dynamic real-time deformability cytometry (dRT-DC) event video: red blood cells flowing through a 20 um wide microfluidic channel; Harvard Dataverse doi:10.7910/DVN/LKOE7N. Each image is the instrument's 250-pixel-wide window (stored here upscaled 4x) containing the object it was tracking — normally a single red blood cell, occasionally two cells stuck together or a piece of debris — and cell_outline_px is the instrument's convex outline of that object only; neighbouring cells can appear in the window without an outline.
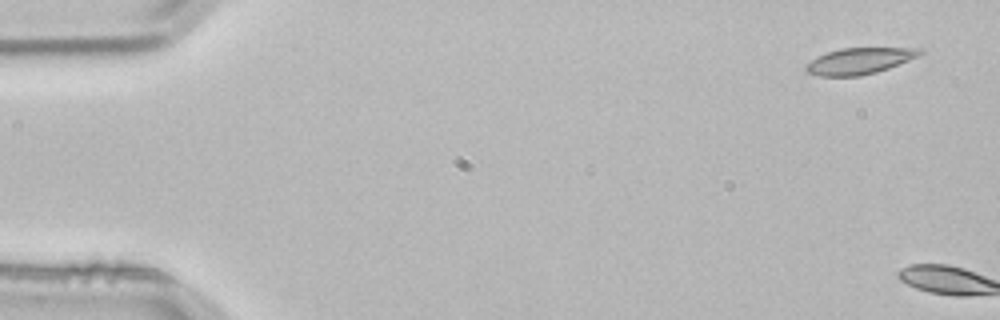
{"species": "common noctule bat (a hibernating species)", "species_latin": "Nyctalus noctula", "temperature_condition": "room temperature", "stored_images_in_passage": 3, "camera_frame_rate_fps": 3000, "um_per_image_px": 0.085, "animal": {"sex": "male", "body_mass_g": 21.5, "forearm_length_mm": 52.0}, "frame": {"image": 1, "passage_image": 1, "time_ms": 0.0, "image_size_px": [1000, 320], "cell_outline_px": [[924, 52], [920, 56], [888, 68], [876, 72], [860, 76], [820, 76], [804, 72], [804, 64], [816, 56], [840, 48], [924, 48]], "centroid_in_image_um": [73.02, 5.18], "position_along_channel_um": 12.0, "area_um2": 17.69}}